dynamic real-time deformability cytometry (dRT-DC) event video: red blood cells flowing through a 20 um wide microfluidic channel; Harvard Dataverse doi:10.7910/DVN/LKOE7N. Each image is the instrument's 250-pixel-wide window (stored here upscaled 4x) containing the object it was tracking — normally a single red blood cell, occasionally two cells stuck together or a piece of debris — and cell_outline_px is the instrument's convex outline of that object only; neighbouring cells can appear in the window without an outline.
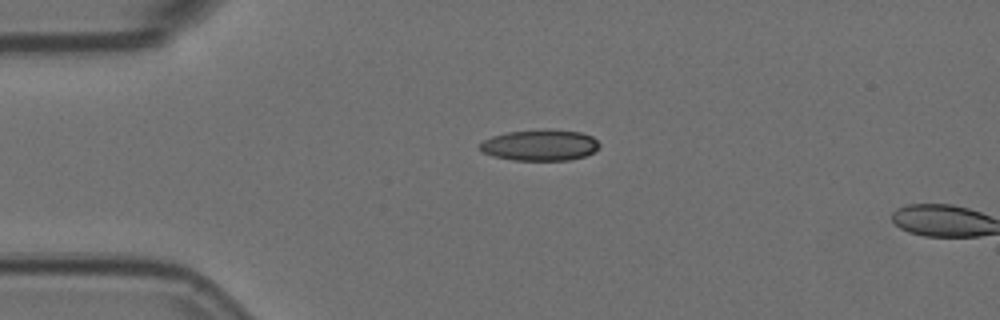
{"species": "Egyptian fruit bat (a non-hibernating species)", "species_latin": "Rousettus aegyptiacus", "temperature_condition": "room temperature", "stored_images_in_passage": 2, "camera_frame_rate_fps": 3000, "um_per_image_px": 0.085, "animal": {"sex": "female"}, "frame": {"image": 1, "passage_image": 1, "time_ms": 0.0, "image_size_px": [1000, 320], "cell_outline_px": [[600, 148], [584, 156], [568, 160], [512, 160], [492, 156], [480, 152], [480, 144], [484, 140], [492, 136], [508, 132], [548, 128], [580, 132], [592, 136], [600, 144]], "centroid_in_image_um": [45.89, 12.33], "position_along_channel_um": 39.1, "area_um2": 21.85}}